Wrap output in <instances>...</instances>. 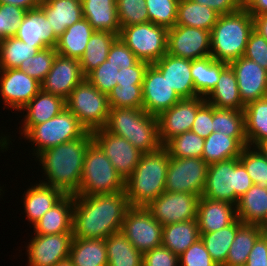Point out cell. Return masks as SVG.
I'll use <instances>...</instances> for the list:
<instances>
[{"instance_id": "6da1fadb", "label": "cell", "mask_w": 267, "mask_h": 266, "mask_svg": "<svg viewBox=\"0 0 267 266\" xmlns=\"http://www.w3.org/2000/svg\"><path fill=\"white\" fill-rule=\"evenodd\" d=\"M125 191L93 196H74L73 237L105 239L120 231L130 208Z\"/></svg>"}, {"instance_id": "7a4b0ae2", "label": "cell", "mask_w": 267, "mask_h": 266, "mask_svg": "<svg viewBox=\"0 0 267 266\" xmlns=\"http://www.w3.org/2000/svg\"><path fill=\"white\" fill-rule=\"evenodd\" d=\"M93 142L92 132L87 131L81 138L59 144L40 152L39 159L48 183L65 195H76L79 190L86 151Z\"/></svg>"}, {"instance_id": "3957f363", "label": "cell", "mask_w": 267, "mask_h": 266, "mask_svg": "<svg viewBox=\"0 0 267 266\" xmlns=\"http://www.w3.org/2000/svg\"><path fill=\"white\" fill-rule=\"evenodd\" d=\"M169 158L163 146L143 153L133 173L125 180V194L131 207H146L165 191Z\"/></svg>"}, {"instance_id": "277c9868", "label": "cell", "mask_w": 267, "mask_h": 266, "mask_svg": "<svg viewBox=\"0 0 267 266\" xmlns=\"http://www.w3.org/2000/svg\"><path fill=\"white\" fill-rule=\"evenodd\" d=\"M253 30V16L244 6L237 12L219 15L210 31V56L227 64L244 56L249 35Z\"/></svg>"}, {"instance_id": "5b68a950", "label": "cell", "mask_w": 267, "mask_h": 266, "mask_svg": "<svg viewBox=\"0 0 267 266\" xmlns=\"http://www.w3.org/2000/svg\"><path fill=\"white\" fill-rule=\"evenodd\" d=\"M104 128L126 138L142 153H151L163 146L159 139L157 116L148 114L144 109L110 108Z\"/></svg>"}, {"instance_id": "8992f818", "label": "cell", "mask_w": 267, "mask_h": 266, "mask_svg": "<svg viewBox=\"0 0 267 266\" xmlns=\"http://www.w3.org/2000/svg\"><path fill=\"white\" fill-rule=\"evenodd\" d=\"M252 186L251 177L239 157L231 158L208 166L202 197L237 205L239 198Z\"/></svg>"}, {"instance_id": "52a82bcc", "label": "cell", "mask_w": 267, "mask_h": 266, "mask_svg": "<svg viewBox=\"0 0 267 266\" xmlns=\"http://www.w3.org/2000/svg\"><path fill=\"white\" fill-rule=\"evenodd\" d=\"M125 191V180L93 141L85 154L79 190L74 196H93Z\"/></svg>"}, {"instance_id": "ba28073f", "label": "cell", "mask_w": 267, "mask_h": 266, "mask_svg": "<svg viewBox=\"0 0 267 266\" xmlns=\"http://www.w3.org/2000/svg\"><path fill=\"white\" fill-rule=\"evenodd\" d=\"M66 108L89 132L106 126L110 109L107 94L100 92L86 78L71 91Z\"/></svg>"}, {"instance_id": "9c48e42d", "label": "cell", "mask_w": 267, "mask_h": 266, "mask_svg": "<svg viewBox=\"0 0 267 266\" xmlns=\"http://www.w3.org/2000/svg\"><path fill=\"white\" fill-rule=\"evenodd\" d=\"M86 132L78 118L65 108L48 121L34 125L24 137L36 144L37 156L48 148L81 138Z\"/></svg>"}, {"instance_id": "30bf717a", "label": "cell", "mask_w": 267, "mask_h": 266, "mask_svg": "<svg viewBox=\"0 0 267 266\" xmlns=\"http://www.w3.org/2000/svg\"><path fill=\"white\" fill-rule=\"evenodd\" d=\"M118 37L139 60L150 64L167 53L168 29L151 22L122 27Z\"/></svg>"}, {"instance_id": "8fae6325", "label": "cell", "mask_w": 267, "mask_h": 266, "mask_svg": "<svg viewBox=\"0 0 267 266\" xmlns=\"http://www.w3.org/2000/svg\"><path fill=\"white\" fill-rule=\"evenodd\" d=\"M203 158H169L166 192H186L202 196L208 172Z\"/></svg>"}, {"instance_id": "7c38bea8", "label": "cell", "mask_w": 267, "mask_h": 266, "mask_svg": "<svg viewBox=\"0 0 267 266\" xmlns=\"http://www.w3.org/2000/svg\"><path fill=\"white\" fill-rule=\"evenodd\" d=\"M121 231L142 255L162 245L163 226L152 217L146 207H130Z\"/></svg>"}, {"instance_id": "4fadbf2b", "label": "cell", "mask_w": 267, "mask_h": 266, "mask_svg": "<svg viewBox=\"0 0 267 266\" xmlns=\"http://www.w3.org/2000/svg\"><path fill=\"white\" fill-rule=\"evenodd\" d=\"M200 196L186 192L164 191L146 209L162 226L197 219Z\"/></svg>"}, {"instance_id": "5bb4252c", "label": "cell", "mask_w": 267, "mask_h": 266, "mask_svg": "<svg viewBox=\"0 0 267 266\" xmlns=\"http://www.w3.org/2000/svg\"><path fill=\"white\" fill-rule=\"evenodd\" d=\"M92 138L126 180L133 173L143 153L126 138L114 135L105 128L93 131Z\"/></svg>"}, {"instance_id": "9a60e30c", "label": "cell", "mask_w": 267, "mask_h": 266, "mask_svg": "<svg viewBox=\"0 0 267 266\" xmlns=\"http://www.w3.org/2000/svg\"><path fill=\"white\" fill-rule=\"evenodd\" d=\"M210 38V31L175 25L168 29L167 53L189 60L210 56Z\"/></svg>"}, {"instance_id": "2e32d148", "label": "cell", "mask_w": 267, "mask_h": 266, "mask_svg": "<svg viewBox=\"0 0 267 266\" xmlns=\"http://www.w3.org/2000/svg\"><path fill=\"white\" fill-rule=\"evenodd\" d=\"M206 102L204 97L184 98L157 116L159 139L164 145L171 138L191 131L198 109Z\"/></svg>"}, {"instance_id": "e0dca14e", "label": "cell", "mask_w": 267, "mask_h": 266, "mask_svg": "<svg viewBox=\"0 0 267 266\" xmlns=\"http://www.w3.org/2000/svg\"><path fill=\"white\" fill-rule=\"evenodd\" d=\"M72 240V233L35 234L27 246L29 266H54L69 259Z\"/></svg>"}, {"instance_id": "ac0fdd59", "label": "cell", "mask_w": 267, "mask_h": 266, "mask_svg": "<svg viewBox=\"0 0 267 266\" xmlns=\"http://www.w3.org/2000/svg\"><path fill=\"white\" fill-rule=\"evenodd\" d=\"M143 109L151 115L158 116L170 109L181 98L169 85L163 74L150 64L142 82Z\"/></svg>"}, {"instance_id": "d6986e66", "label": "cell", "mask_w": 267, "mask_h": 266, "mask_svg": "<svg viewBox=\"0 0 267 266\" xmlns=\"http://www.w3.org/2000/svg\"><path fill=\"white\" fill-rule=\"evenodd\" d=\"M2 73V74H1ZM0 92L6 106L22 110L41 90V83L23 70L0 69Z\"/></svg>"}, {"instance_id": "ffe728a7", "label": "cell", "mask_w": 267, "mask_h": 266, "mask_svg": "<svg viewBox=\"0 0 267 266\" xmlns=\"http://www.w3.org/2000/svg\"><path fill=\"white\" fill-rule=\"evenodd\" d=\"M84 79L78 59L57 54L52 68L41 83V90L67 100L71 91Z\"/></svg>"}, {"instance_id": "44dd1931", "label": "cell", "mask_w": 267, "mask_h": 266, "mask_svg": "<svg viewBox=\"0 0 267 266\" xmlns=\"http://www.w3.org/2000/svg\"><path fill=\"white\" fill-rule=\"evenodd\" d=\"M229 65L236 75L240 98L245 105L267 96V69L244 56Z\"/></svg>"}, {"instance_id": "7402d4cb", "label": "cell", "mask_w": 267, "mask_h": 266, "mask_svg": "<svg viewBox=\"0 0 267 266\" xmlns=\"http://www.w3.org/2000/svg\"><path fill=\"white\" fill-rule=\"evenodd\" d=\"M153 65L163 74L181 99L198 96L191 75V60L166 53Z\"/></svg>"}, {"instance_id": "603a6c76", "label": "cell", "mask_w": 267, "mask_h": 266, "mask_svg": "<svg viewBox=\"0 0 267 266\" xmlns=\"http://www.w3.org/2000/svg\"><path fill=\"white\" fill-rule=\"evenodd\" d=\"M15 37L34 47L56 48L58 42L49 20L39 7L26 11Z\"/></svg>"}, {"instance_id": "cb8c5ba5", "label": "cell", "mask_w": 267, "mask_h": 266, "mask_svg": "<svg viewBox=\"0 0 267 266\" xmlns=\"http://www.w3.org/2000/svg\"><path fill=\"white\" fill-rule=\"evenodd\" d=\"M236 205L200 197L197 221L200 232H215L232 224L237 219Z\"/></svg>"}, {"instance_id": "d4e9b609", "label": "cell", "mask_w": 267, "mask_h": 266, "mask_svg": "<svg viewBox=\"0 0 267 266\" xmlns=\"http://www.w3.org/2000/svg\"><path fill=\"white\" fill-rule=\"evenodd\" d=\"M39 8L45 13L57 38L67 27L83 18L81 0H41Z\"/></svg>"}, {"instance_id": "484cf974", "label": "cell", "mask_w": 267, "mask_h": 266, "mask_svg": "<svg viewBox=\"0 0 267 266\" xmlns=\"http://www.w3.org/2000/svg\"><path fill=\"white\" fill-rule=\"evenodd\" d=\"M73 207L74 195H65L33 225L35 234L72 233Z\"/></svg>"}, {"instance_id": "4316f807", "label": "cell", "mask_w": 267, "mask_h": 266, "mask_svg": "<svg viewBox=\"0 0 267 266\" xmlns=\"http://www.w3.org/2000/svg\"><path fill=\"white\" fill-rule=\"evenodd\" d=\"M66 108V100L40 90L22 109H26L23 132L26 134L34 125L48 121Z\"/></svg>"}, {"instance_id": "83f0119b", "label": "cell", "mask_w": 267, "mask_h": 266, "mask_svg": "<svg viewBox=\"0 0 267 266\" xmlns=\"http://www.w3.org/2000/svg\"><path fill=\"white\" fill-rule=\"evenodd\" d=\"M83 17L95 31H108L119 35L116 0H81Z\"/></svg>"}, {"instance_id": "f1b7e54d", "label": "cell", "mask_w": 267, "mask_h": 266, "mask_svg": "<svg viewBox=\"0 0 267 266\" xmlns=\"http://www.w3.org/2000/svg\"><path fill=\"white\" fill-rule=\"evenodd\" d=\"M246 146V138H234L221 132H212L205 138L202 158L208 165L237 158Z\"/></svg>"}, {"instance_id": "f546056e", "label": "cell", "mask_w": 267, "mask_h": 266, "mask_svg": "<svg viewBox=\"0 0 267 266\" xmlns=\"http://www.w3.org/2000/svg\"><path fill=\"white\" fill-rule=\"evenodd\" d=\"M205 100L216 108L244 110L236 75L229 64L221 71L216 87Z\"/></svg>"}, {"instance_id": "4dcf8cb0", "label": "cell", "mask_w": 267, "mask_h": 266, "mask_svg": "<svg viewBox=\"0 0 267 266\" xmlns=\"http://www.w3.org/2000/svg\"><path fill=\"white\" fill-rule=\"evenodd\" d=\"M65 194L52 186L36 184L25 193L24 210L28 220L34 225L47 211L57 204Z\"/></svg>"}, {"instance_id": "1f68e13d", "label": "cell", "mask_w": 267, "mask_h": 266, "mask_svg": "<svg viewBox=\"0 0 267 266\" xmlns=\"http://www.w3.org/2000/svg\"><path fill=\"white\" fill-rule=\"evenodd\" d=\"M94 32L90 23L83 17L67 27L58 38L56 52L61 56L80 60Z\"/></svg>"}, {"instance_id": "d6a6232c", "label": "cell", "mask_w": 267, "mask_h": 266, "mask_svg": "<svg viewBox=\"0 0 267 266\" xmlns=\"http://www.w3.org/2000/svg\"><path fill=\"white\" fill-rule=\"evenodd\" d=\"M237 218L244 224L263 225L267 221V189L253 186L238 200Z\"/></svg>"}, {"instance_id": "836d02e7", "label": "cell", "mask_w": 267, "mask_h": 266, "mask_svg": "<svg viewBox=\"0 0 267 266\" xmlns=\"http://www.w3.org/2000/svg\"><path fill=\"white\" fill-rule=\"evenodd\" d=\"M198 239H200V231L197 219L163 226L162 245L177 256H180Z\"/></svg>"}, {"instance_id": "e575fe53", "label": "cell", "mask_w": 267, "mask_h": 266, "mask_svg": "<svg viewBox=\"0 0 267 266\" xmlns=\"http://www.w3.org/2000/svg\"><path fill=\"white\" fill-rule=\"evenodd\" d=\"M69 260L74 266H108L105 239L73 237Z\"/></svg>"}, {"instance_id": "d590c367", "label": "cell", "mask_w": 267, "mask_h": 266, "mask_svg": "<svg viewBox=\"0 0 267 266\" xmlns=\"http://www.w3.org/2000/svg\"><path fill=\"white\" fill-rule=\"evenodd\" d=\"M227 65L211 56L191 60V75L195 92L199 97L206 98L211 93L217 85L221 71Z\"/></svg>"}, {"instance_id": "8d00e7d4", "label": "cell", "mask_w": 267, "mask_h": 266, "mask_svg": "<svg viewBox=\"0 0 267 266\" xmlns=\"http://www.w3.org/2000/svg\"><path fill=\"white\" fill-rule=\"evenodd\" d=\"M244 122L248 146L267 140V96L245 105Z\"/></svg>"}, {"instance_id": "74e56055", "label": "cell", "mask_w": 267, "mask_h": 266, "mask_svg": "<svg viewBox=\"0 0 267 266\" xmlns=\"http://www.w3.org/2000/svg\"><path fill=\"white\" fill-rule=\"evenodd\" d=\"M108 266H142L143 255L120 230L105 238Z\"/></svg>"}, {"instance_id": "f35d334b", "label": "cell", "mask_w": 267, "mask_h": 266, "mask_svg": "<svg viewBox=\"0 0 267 266\" xmlns=\"http://www.w3.org/2000/svg\"><path fill=\"white\" fill-rule=\"evenodd\" d=\"M242 224V221L237 218L232 224L215 232H200V239L218 266H223L226 263L230 246L236 236L237 229Z\"/></svg>"}, {"instance_id": "ab89813d", "label": "cell", "mask_w": 267, "mask_h": 266, "mask_svg": "<svg viewBox=\"0 0 267 266\" xmlns=\"http://www.w3.org/2000/svg\"><path fill=\"white\" fill-rule=\"evenodd\" d=\"M262 234L261 225L243 223L237 229L223 266H245L254 243Z\"/></svg>"}, {"instance_id": "60d3db41", "label": "cell", "mask_w": 267, "mask_h": 266, "mask_svg": "<svg viewBox=\"0 0 267 266\" xmlns=\"http://www.w3.org/2000/svg\"><path fill=\"white\" fill-rule=\"evenodd\" d=\"M117 37V34L108 31H95L92 34L79 60L85 77L106 61L110 46Z\"/></svg>"}, {"instance_id": "b9f144b4", "label": "cell", "mask_w": 267, "mask_h": 266, "mask_svg": "<svg viewBox=\"0 0 267 266\" xmlns=\"http://www.w3.org/2000/svg\"><path fill=\"white\" fill-rule=\"evenodd\" d=\"M219 14L192 0H179L176 25L211 31Z\"/></svg>"}, {"instance_id": "7bdbcfd3", "label": "cell", "mask_w": 267, "mask_h": 266, "mask_svg": "<svg viewBox=\"0 0 267 266\" xmlns=\"http://www.w3.org/2000/svg\"><path fill=\"white\" fill-rule=\"evenodd\" d=\"M47 47H34L16 37H9L0 41V69H16L29 57H33L39 50Z\"/></svg>"}, {"instance_id": "ee69618b", "label": "cell", "mask_w": 267, "mask_h": 266, "mask_svg": "<svg viewBox=\"0 0 267 266\" xmlns=\"http://www.w3.org/2000/svg\"><path fill=\"white\" fill-rule=\"evenodd\" d=\"M205 139L186 131L168 140L163 147L172 158H202Z\"/></svg>"}, {"instance_id": "f6af8a7d", "label": "cell", "mask_w": 267, "mask_h": 266, "mask_svg": "<svg viewBox=\"0 0 267 266\" xmlns=\"http://www.w3.org/2000/svg\"><path fill=\"white\" fill-rule=\"evenodd\" d=\"M214 132H221L234 138H246L244 110L214 107Z\"/></svg>"}, {"instance_id": "bcb514c9", "label": "cell", "mask_w": 267, "mask_h": 266, "mask_svg": "<svg viewBox=\"0 0 267 266\" xmlns=\"http://www.w3.org/2000/svg\"><path fill=\"white\" fill-rule=\"evenodd\" d=\"M239 161L245 167L253 184L267 189V159L264 155L256 147L246 146L239 156Z\"/></svg>"}, {"instance_id": "7dc6e473", "label": "cell", "mask_w": 267, "mask_h": 266, "mask_svg": "<svg viewBox=\"0 0 267 266\" xmlns=\"http://www.w3.org/2000/svg\"><path fill=\"white\" fill-rule=\"evenodd\" d=\"M149 22L170 29L176 25L179 0H145Z\"/></svg>"}, {"instance_id": "c3c4849f", "label": "cell", "mask_w": 267, "mask_h": 266, "mask_svg": "<svg viewBox=\"0 0 267 266\" xmlns=\"http://www.w3.org/2000/svg\"><path fill=\"white\" fill-rule=\"evenodd\" d=\"M57 54L56 48L47 47L39 50L33 57L24 60L18 69L23 70L31 78L42 83L52 68L53 61Z\"/></svg>"}, {"instance_id": "681fc988", "label": "cell", "mask_w": 267, "mask_h": 266, "mask_svg": "<svg viewBox=\"0 0 267 266\" xmlns=\"http://www.w3.org/2000/svg\"><path fill=\"white\" fill-rule=\"evenodd\" d=\"M107 97L110 108L143 109L142 85H116Z\"/></svg>"}, {"instance_id": "f907efd6", "label": "cell", "mask_w": 267, "mask_h": 266, "mask_svg": "<svg viewBox=\"0 0 267 266\" xmlns=\"http://www.w3.org/2000/svg\"><path fill=\"white\" fill-rule=\"evenodd\" d=\"M121 28L149 22L145 0H116Z\"/></svg>"}, {"instance_id": "816d5d0a", "label": "cell", "mask_w": 267, "mask_h": 266, "mask_svg": "<svg viewBox=\"0 0 267 266\" xmlns=\"http://www.w3.org/2000/svg\"><path fill=\"white\" fill-rule=\"evenodd\" d=\"M119 69L117 65L106 60L85 78L100 92L108 95L117 85Z\"/></svg>"}, {"instance_id": "f5cc1de1", "label": "cell", "mask_w": 267, "mask_h": 266, "mask_svg": "<svg viewBox=\"0 0 267 266\" xmlns=\"http://www.w3.org/2000/svg\"><path fill=\"white\" fill-rule=\"evenodd\" d=\"M26 11L19 6L0 4V41L15 37Z\"/></svg>"}, {"instance_id": "db71d44e", "label": "cell", "mask_w": 267, "mask_h": 266, "mask_svg": "<svg viewBox=\"0 0 267 266\" xmlns=\"http://www.w3.org/2000/svg\"><path fill=\"white\" fill-rule=\"evenodd\" d=\"M179 266H218L209 255L201 239L195 241L179 256Z\"/></svg>"}, {"instance_id": "11a10c76", "label": "cell", "mask_w": 267, "mask_h": 266, "mask_svg": "<svg viewBox=\"0 0 267 266\" xmlns=\"http://www.w3.org/2000/svg\"><path fill=\"white\" fill-rule=\"evenodd\" d=\"M106 60L117 65L119 68L132 67L139 61L131 49L119 37L111 44Z\"/></svg>"}, {"instance_id": "9f6ffc18", "label": "cell", "mask_w": 267, "mask_h": 266, "mask_svg": "<svg viewBox=\"0 0 267 266\" xmlns=\"http://www.w3.org/2000/svg\"><path fill=\"white\" fill-rule=\"evenodd\" d=\"M244 57L267 69V40L255 30L249 35Z\"/></svg>"}, {"instance_id": "6f0895ef", "label": "cell", "mask_w": 267, "mask_h": 266, "mask_svg": "<svg viewBox=\"0 0 267 266\" xmlns=\"http://www.w3.org/2000/svg\"><path fill=\"white\" fill-rule=\"evenodd\" d=\"M191 131L202 138H207L214 132V106L205 102L197 111Z\"/></svg>"}, {"instance_id": "680465c9", "label": "cell", "mask_w": 267, "mask_h": 266, "mask_svg": "<svg viewBox=\"0 0 267 266\" xmlns=\"http://www.w3.org/2000/svg\"><path fill=\"white\" fill-rule=\"evenodd\" d=\"M179 256L163 245L153 248L143 254L142 266H177Z\"/></svg>"}, {"instance_id": "91938a15", "label": "cell", "mask_w": 267, "mask_h": 266, "mask_svg": "<svg viewBox=\"0 0 267 266\" xmlns=\"http://www.w3.org/2000/svg\"><path fill=\"white\" fill-rule=\"evenodd\" d=\"M150 63L139 60L134 66L120 68L118 72L117 85L131 86L142 85L146 70Z\"/></svg>"}, {"instance_id": "94428289", "label": "cell", "mask_w": 267, "mask_h": 266, "mask_svg": "<svg viewBox=\"0 0 267 266\" xmlns=\"http://www.w3.org/2000/svg\"><path fill=\"white\" fill-rule=\"evenodd\" d=\"M245 266H267V237L264 234L254 243Z\"/></svg>"}, {"instance_id": "6125c7cd", "label": "cell", "mask_w": 267, "mask_h": 266, "mask_svg": "<svg viewBox=\"0 0 267 266\" xmlns=\"http://www.w3.org/2000/svg\"><path fill=\"white\" fill-rule=\"evenodd\" d=\"M201 5L213 9L219 15L231 14L237 12L243 3L241 0H192Z\"/></svg>"}, {"instance_id": "be15d7a7", "label": "cell", "mask_w": 267, "mask_h": 266, "mask_svg": "<svg viewBox=\"0 0 267 266\" xmlns=\"http://www.w3.org/2000/svg\"><path fill=\"white\" fill-rule=\"evenodd\" d=\"M243 6L253 17L267 13V0H246Z\"/></svg>"}, {"instance_id": "e7e4bbea", "label": "cell", "mask_w": 267, "mask_h": 266, "mask_svg": "<svg viewBox=\"0 0 267 266\" xmlns=\"http://www.w3.org/2000/svg\"><path fill=\"white\" fill-rule=\"evenodd\" d=\"M40 3L41 0H0V4L19 6L27 11L38 8Z\"/></svg>"}, {"instance_id": "03108f58", "label": "cell", "mask_w": 267, "mask_h": 266, "mask_svg": "<svg viewBox=\"0 0 267 266\" xmlns=\"http://www.w3.org/2000/svg\"><path fill=\"white\" fill-rule=\"evenodd\" d=\"M254 30L267 40V13L253 17Z\"/></svg>"}, {"instance_id": "003e7915", "label": "cell", "mask_w": 267, "mask_h": 266, "mask_svg": "<svg viewBox=\"0 0 267 266\" xmlns=\"http://www.w3.org/2000/svg\"><path fill=\"white\" fill-rule=\"evenodd\" d=\"M256 148L264 155L267 159V140L259 143Z\"/></svg>"}, {"instance_id": "a7ac6f4b", "label": "cell", "mask_w": 267, "mask_h": 266, "mask_svg": "<svg viewBox=\"0 0 267 266\" xmlns=\"http://www.w3.org/2000/svg\"><path fill=\"white\" fill-rule=\"evenodd\" d=\"M54 266H74L69 259H66L64 261L58 262Z\"/></svg>"}, {"instance_id": "89a4df30", "label": "cell", "mask_w": 267, "mask_h": 266, "mask_svg": "<svg viewBox=\"0 0 267 266\" xmlns=\"http://www.w3.org/2000/svg\"><path fill=\"white\" fill-rule=\"evenodd\" d=\"M263 234L267 237V221L262 225Z\"/></svg>"}]
</instances>
